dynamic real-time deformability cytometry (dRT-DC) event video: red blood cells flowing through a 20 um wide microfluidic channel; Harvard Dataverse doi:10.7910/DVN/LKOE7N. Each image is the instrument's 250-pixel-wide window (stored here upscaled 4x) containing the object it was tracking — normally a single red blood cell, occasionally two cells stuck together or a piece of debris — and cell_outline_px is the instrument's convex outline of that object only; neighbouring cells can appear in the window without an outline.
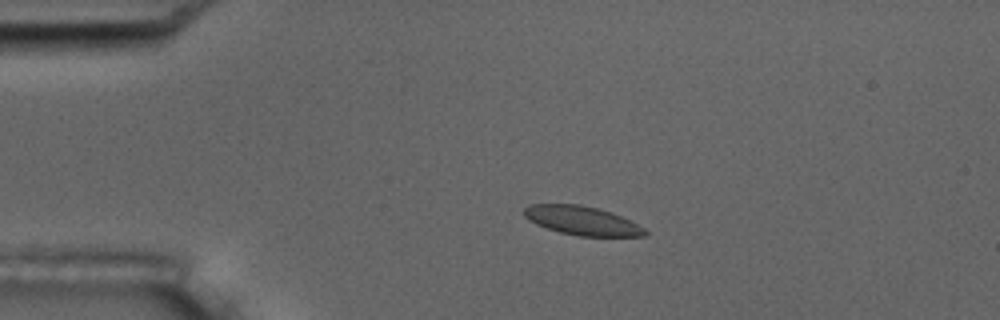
{"species": "common noctule bat (a hibernating species)", "species_latin": "Nyctalus noctula", "temperature_condition": "room temperature", "stored_images_in_passage": 5, "camera_frame_rate_fps": 3000, "um_per_image_px": 0.085, "animal": {"sex": "male", "body_mass_g": 17.5, "forearm_length_mm": 52.3}, "frame": {"image": 1, "passage_image": 4, "time_ms": 3.667, "image_size_px": [1000, 320], "cell_outline_px": [[648, 236], [580, 236], [560, 232], [536, 224], [528, 220], [524, 216], [524, 208], [528, 204], [580, 204], [612, 212], [644, 228], [648, 232]], "centroid_in_image_um": [49.45, 18.75], "position_along_channel_um": 35.5, "area_um2": 20.23}}